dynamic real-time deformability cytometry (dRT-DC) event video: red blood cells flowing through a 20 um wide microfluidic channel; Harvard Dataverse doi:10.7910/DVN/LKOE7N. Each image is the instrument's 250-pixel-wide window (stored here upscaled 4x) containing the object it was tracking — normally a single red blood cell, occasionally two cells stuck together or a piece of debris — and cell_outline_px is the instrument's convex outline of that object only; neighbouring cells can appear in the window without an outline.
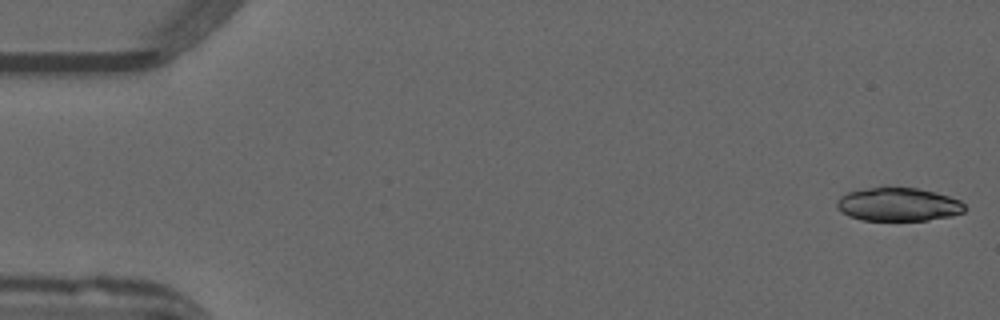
{"species": "common noctule bat (a hibernating species)", "species_latin": "Nyctalus noctula", "temperature_condition": "warm", "stored_images_in_passage": 51, "camera_frame_rate_fps": 3000, "um_per_image_px": 0.085, "animal": {"sex": "male", "forearm_length_mm": 52.5}, "frame": {"image": 1, "passage_image": 1, "time_ms": 0.0, "image_size_px": [1000, 320], "cell_outline_px": [[968, 208], [964, 212], [952, 216], [928, 220], [864, 220], [848, 216], [840, 212], [836, 208], [836, 200], [840, 196], [848, 192], [864, 188], [884, 184], [916, 188], [936, 192], [960, 200]], "centroid_in_image_um": [76.32, 17.34], "position_along_channel_um": 8.7, "area_um2": 25.78}}
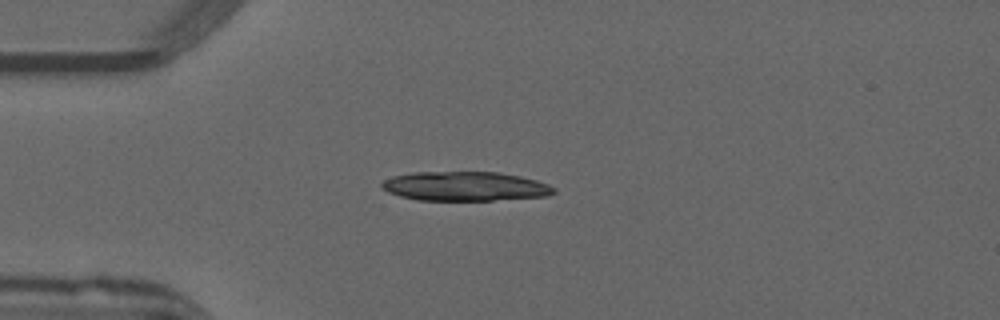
{"frame": {"image": 2, "passage_image": 13, "time_ms": 4.0, "image_size_px": [1000, 320], "cell_outline_px": [[556, 192], [548, 196], [492, 200], [416, 200], [400, 196], [388, 192], [380, 184], [384, 180], [392, 176], [412, 172], [500, 172], [520, 176], [536, 180], [548, 184], [556, 188]], "centroid_in_image_um": [39.54, 15.83], "position_along_channel_um": 45.5, "area_um2": 29.42}}